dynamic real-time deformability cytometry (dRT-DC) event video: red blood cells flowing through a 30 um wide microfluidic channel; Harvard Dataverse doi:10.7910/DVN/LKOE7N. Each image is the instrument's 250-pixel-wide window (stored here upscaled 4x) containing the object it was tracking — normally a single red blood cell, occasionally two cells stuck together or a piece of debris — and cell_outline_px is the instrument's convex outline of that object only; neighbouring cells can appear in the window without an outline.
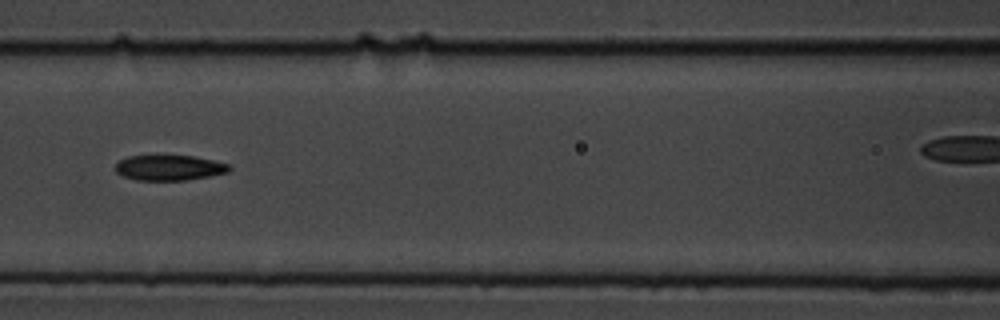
{"species": "common noctule bat (a hibernating species)", "species_latin": "Nyctalus noctula", "temperature_condition": "cold", "stored_images_in_passage": 9, "camera_frame_rate_fps": 3000, "um_per_image_px": 0.085, "animal": {"sex": "male", "body_mass_g": 19.5, "forearm_length_mm": 54.6}, "frame": {"image": 1, "passage_image": 6, "time_ms": 5.667, "image_size_px": [1000, 320], "cell_outline_px": [[232, 168], [228, 172], [208, 176], [184, 180], [136, 180], [124, 176], [116, 172], [116, 164], [120, 160], [128, 156], [156, 152], [192, 156], [212, 160], [228, 164]], "centroid_in_image_um": [14.33, 14.2], "position_along_channel_um": 152.3, "area_um2": 17.46}}
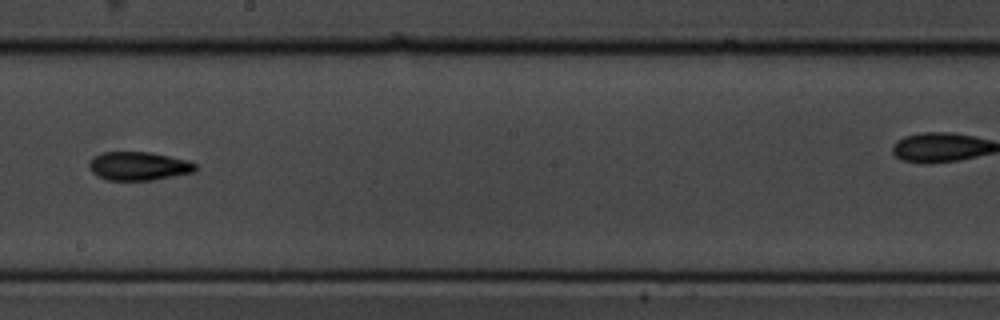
{"frame": {"image": 2, "passage_image": 8, "time_ms": 8.0, "image_size_px": [1000, 320], "cell_outline_px": [[196, 172], [152, 180], [108, 180], [96, 176], [88, 168], [88, 164], [92, 156], [104, 152], [152, 152], [188, 160], [196, 164]], "centroid_in_image_um": [11.77, 14.11], "position_along_channel_um": 236.4, "area_um2": 17.92}}